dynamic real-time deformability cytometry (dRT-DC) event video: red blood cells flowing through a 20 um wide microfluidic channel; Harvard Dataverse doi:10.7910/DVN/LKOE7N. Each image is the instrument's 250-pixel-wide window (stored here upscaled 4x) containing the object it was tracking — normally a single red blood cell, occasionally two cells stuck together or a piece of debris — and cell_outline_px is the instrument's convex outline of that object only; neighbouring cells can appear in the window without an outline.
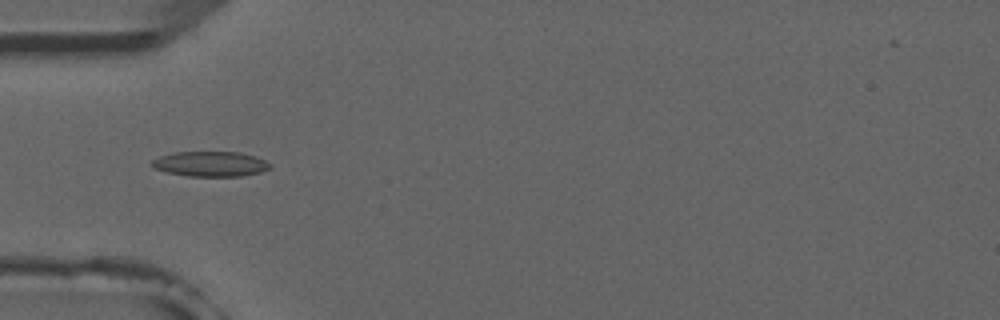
{"species": "common noctule bat (a hibernating species)", "species_latin": "Nyctalus noctula", "temperature_condition": "room temperature", "stored_images_in_passage": 6, "camera_frame_rate_fps": 3000, "um_per_image_px": 0.085, "animal": {"sex": "male", "forearm_length_mm": 52.5}, "frame": {"image": 1, "passage_image": 4, "time_ms": 3.333, "image_size_px": [1000, 320], "cell_outline_px": [[272, 164], [268, 168], [260, 172], [240, 176], [188, 176], [168, 172], [152, 168], [148, 164], [152, 160], [160, 156], [176, 152], [240, 152], [256, 156]], "centroid_in_image_um": [17.85, 13.93], "position_along_channel_um": 67.1, "area_um2": 17.28}}
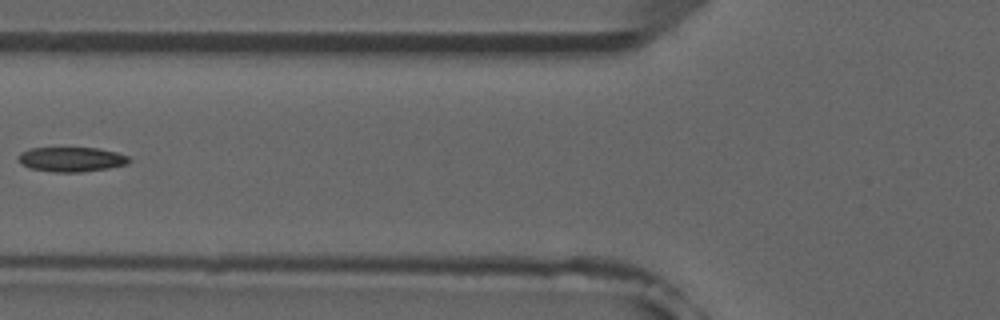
{"frame": {"image": 2, "passage_image": 5, "time_ms": 4.667, "image_size_px": [1000, 320], "cell_outline_px": [[132, 160], [128, 164], [108, 168], [80, 172], [52, 172], [28, 168], [20, 164], [16, 156], [20, 152], [32, 148], [100, 148], [116, 152], [128, 156]], "centroid_in_image_um": [6.04, 13.55], "position_along_channel_um": 119.8, "area_um2": 16.13}}
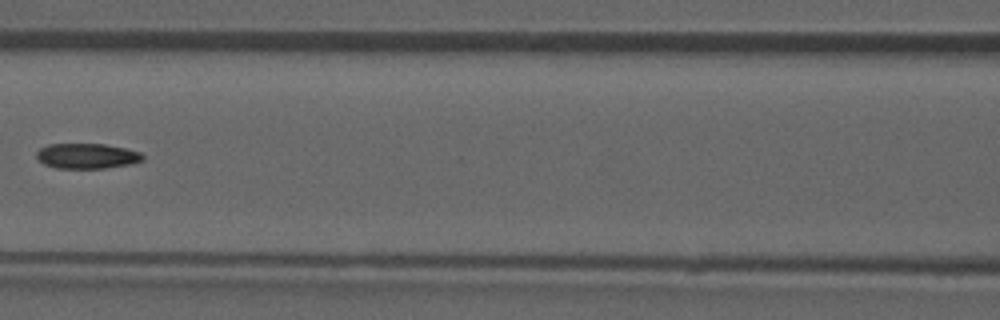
{"frame": {"image": 3, "passage_image": 6, "time_ms": 5.667, "image_size_px": [1000, 320], "cell_outline_px": [[144, 160], [132, 164], [108, 168], [56, 168], [44, 164], [36, 156], [36, 152], [40, 148], [48, 144], [104, 144], [124, 148], [140, 152], [144, 156]], "centroid_in_image_um": [7.41, 13.26], "position_along_channel_um": 159.2, "area_um2": 15.66}}